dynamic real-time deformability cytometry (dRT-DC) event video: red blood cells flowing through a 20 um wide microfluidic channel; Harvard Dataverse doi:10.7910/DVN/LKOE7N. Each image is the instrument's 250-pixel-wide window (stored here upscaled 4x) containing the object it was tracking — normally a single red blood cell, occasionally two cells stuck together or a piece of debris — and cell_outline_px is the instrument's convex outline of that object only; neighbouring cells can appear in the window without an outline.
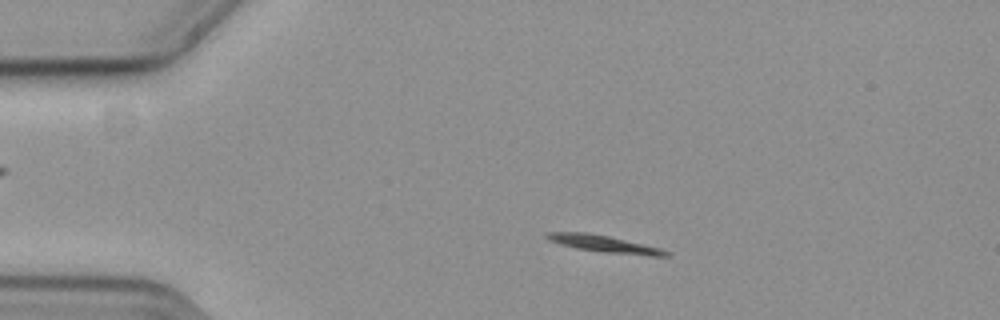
{"species": "common noctule bat (a hibernating species)", "species_latin": "Nyctalus noctula", "temperature_condition": "cold", "stored_images_in_passage": 56, "camera_frame_rate_fps": 3000, "um_per_image_px": 0.085, "animal": {"sex": "female", "body_mass_g": 19.3, "forearm_length_mm": 54.1}, "frame": {"image": 1, "passage_image": 11, "time_ms": 3.333, "image_size_px": [1000, 320], "cell_outline_px": [[668, 256], [648, 256], [604, 252], [576, 248], [560, 244], [548, 240], [544, 236], [544, 232], [588, 232], [608, 236], [660, 248], [668, 252]], "centroid_in_image_um": [51.28, 20.72], "position_along_channel_um": 33.7, "area_um2": 11.68}}
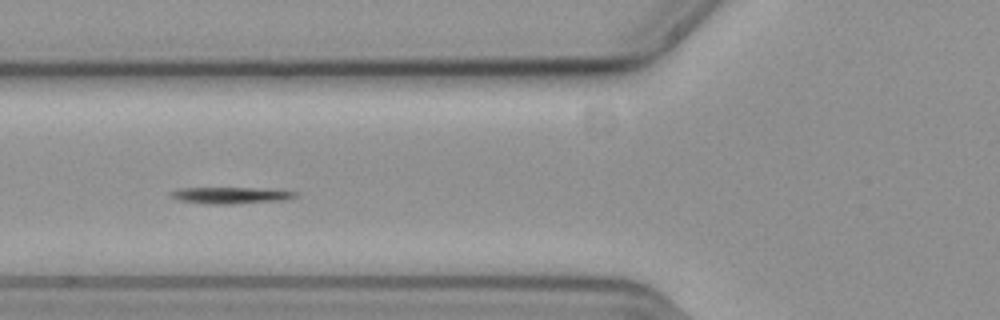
{"frame": {"image": 2, "passage_image": 21, "time_ms": 6.667, "image_size_px": [1000, 320], "cell_outline_px": [[300, 196], [284, 200], [232, 204], [204, 204], [180, 200], [168, 196], [172, 192], [184, 188], [252, 188], [300, 192]], "centroid_in_image_um": [19.67, 16.61], "position_along_channel_um": 106.1, "area_um2": 11.91}}
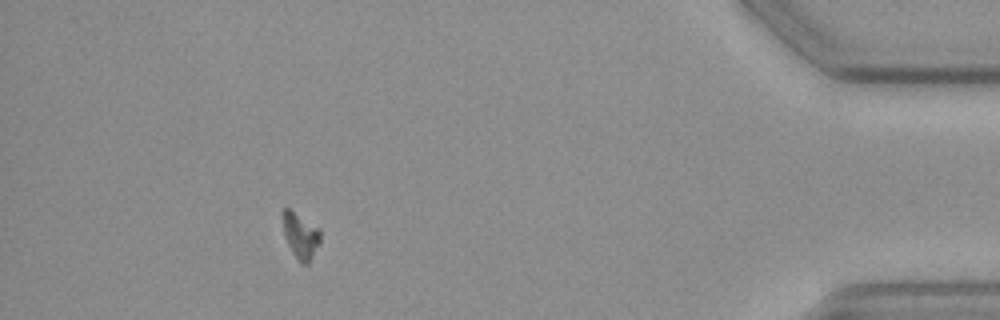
{"frame": {"image": 3, "passage_image": 51, "time_ms": 16.667, "image_size_px": [1000, 320], "cell_outline_px": [[320, 244], [308, 264], [300, 264], [292, 252], [284, 236], [280, 212], [284, 208], [288, 208], [320, 228]], "centroid_in_image_um": [25.52, 20.02], "position_along_channel_um": 409.7, "area_um2": 10.29}, "authors_computed_cell_mechanics": {"area_um2": 11.0398, "velocity_mm_per_s": 3.6272, "shape_relaxation_time_tau1_ms": 2.5004, "shape_relaxation_time_tau2_ms": null, "deformation_change_tau1": 0.1526, "deformation_change_tau2": null}}